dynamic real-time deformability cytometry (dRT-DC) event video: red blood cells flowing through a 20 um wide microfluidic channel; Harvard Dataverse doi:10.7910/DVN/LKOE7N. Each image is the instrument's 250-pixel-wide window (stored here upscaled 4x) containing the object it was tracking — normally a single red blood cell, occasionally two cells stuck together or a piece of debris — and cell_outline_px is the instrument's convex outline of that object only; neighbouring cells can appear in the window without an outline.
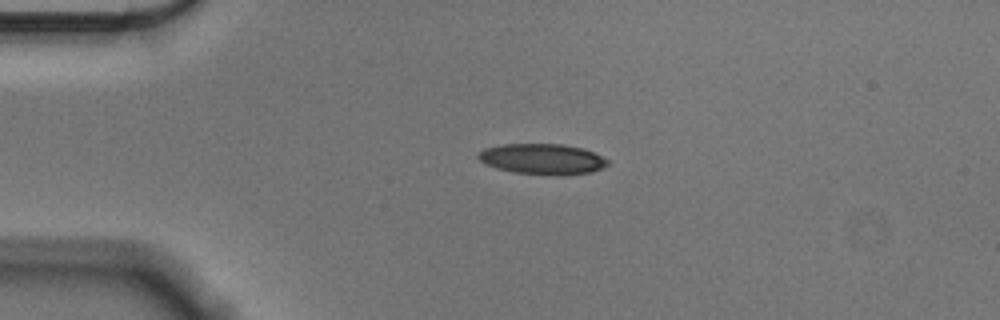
{"species": "Egyptian fruit bat (a non-hibernating species)", "species_latin": "Rousettus aegyptiacus", "temperature_condition": "cold", "stored_images_in_passage": 44, "camera_frame_rate_fps": 3000, "um_per_image_px": 0.085, "animal": {"sex": "male"}, "frame": {"image": 1, "passage_image": 1, "time_ms": 0.0, "image_size_px": [1000, 320], "cell_outline_px": [[608, 164], [592, 172], [560, 176], [556, 176], [512, 172], [496, 168], [484, 164], [476, 156], [484, 148], [504, 144], [564, 144], [580, 148], [592, 152], [608, 160]], "centroid_in_image_um": [46.06, 13.53], "position_along_channel_um": 38.9, "area_um2": 23.12}}
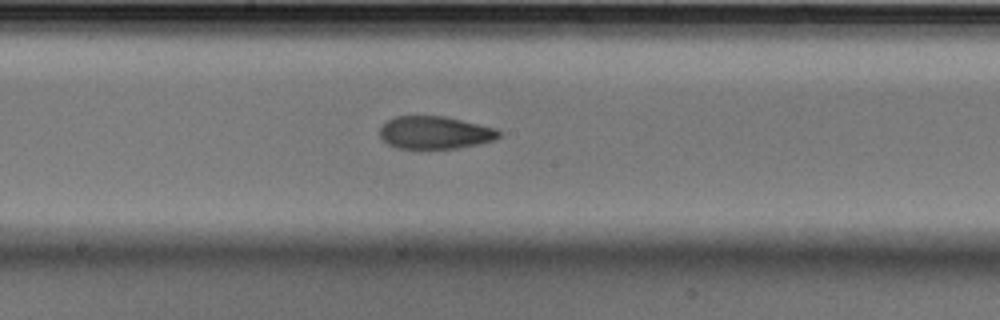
{"frame": {"image": 2, "passage_image": 18, "time_ms": 5.667, "image_size_px": [1000, 320], "cell_outline_px": [[500, 136], [496, 140], [480, 144], [456, 148], [396, 148], [388, 144], [380, 136], [380, 128], [388, 120], [396, 116], [444, 116], [496, 128], [500, 132]], "centroid_in_image_um": [36.99, 11.27], "position_along_channel_um": 211.2, "area_um2": 22.6}}
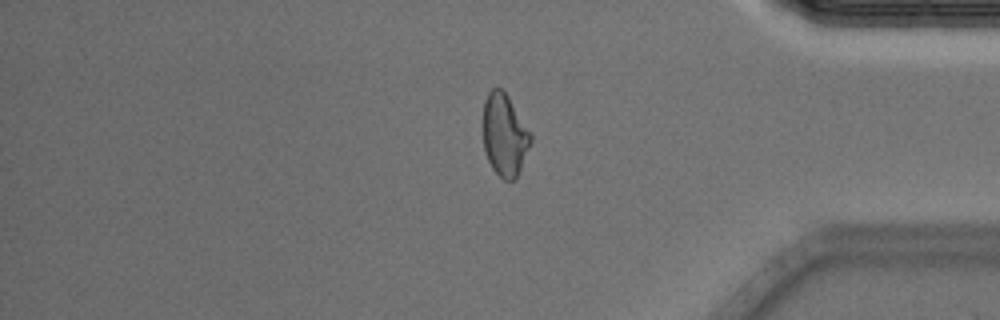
{"frame": {"image": 3, "passage_image": 35, "time_ms": 11.333, "image_size_px": [1000, 320], "cell_outline_px": [[532, 140], [516, 180], [504, 180], [492, 168], [488, 160], [484, 148], [484, 100], [488, 92], [492, 88], [504, 88], [532, 132]], "centroid_in_image_um": [42.92, 11.43], "position_along_channel_um": 392.3, "area_um2": 23.12}, "authors_computed_cell_mechanics": {"area_um2": 23.5824, "velocity_mm_per_s": 3.5754, "shape_relaxation_time_tau1_ms": 4.9997, "shape_relaxation_time_tau2_ms": 2.684, "deformation_change_tau1": 0.1654, "deformation_change_tau2": 0.0907}}